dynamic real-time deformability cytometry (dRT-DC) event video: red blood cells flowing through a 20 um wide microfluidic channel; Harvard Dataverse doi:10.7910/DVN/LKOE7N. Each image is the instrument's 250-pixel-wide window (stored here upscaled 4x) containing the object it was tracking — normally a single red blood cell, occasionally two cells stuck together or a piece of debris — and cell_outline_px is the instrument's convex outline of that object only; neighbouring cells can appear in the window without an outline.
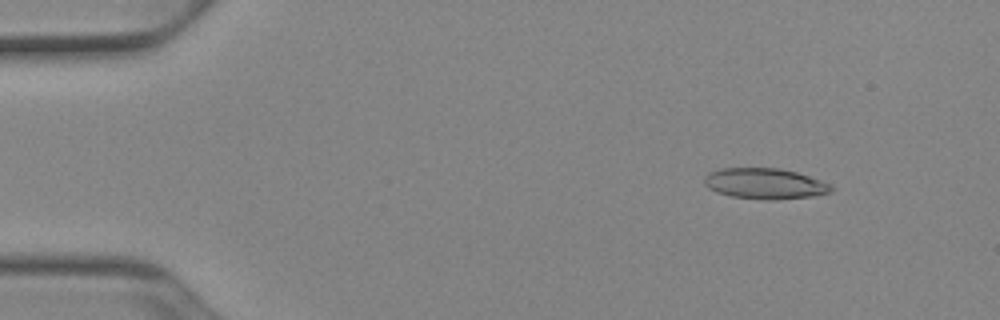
{"species": "Egyptian fruit bat (a non-hibernating species)", "species_latin": "Rousettus aegyptiacus", "temperature_condition": "cold", "stored_images_in_passage": 30, "camera_frame_rate_fps": 3000, "um_per_image_px": 0.085, "animal": {"sex": "female"}, "frame": {"image": 1, "passage_image": 6, "time_ms": 1.667, "image_size_px": [1000, 320], "cell_outline_px": [[832, 192], [812, 196], [776, 200], [768, 200], [732, 196], [716, 192], [708, 188], [704, 184], [704, 176], [708, 172], [720, 168], [780, 168], [796, 172], [832, 184]], "centroid_in_image_um": [64.99, 15.6], "position_along_channel_um": 20.0, "area_um2": 22.83}}
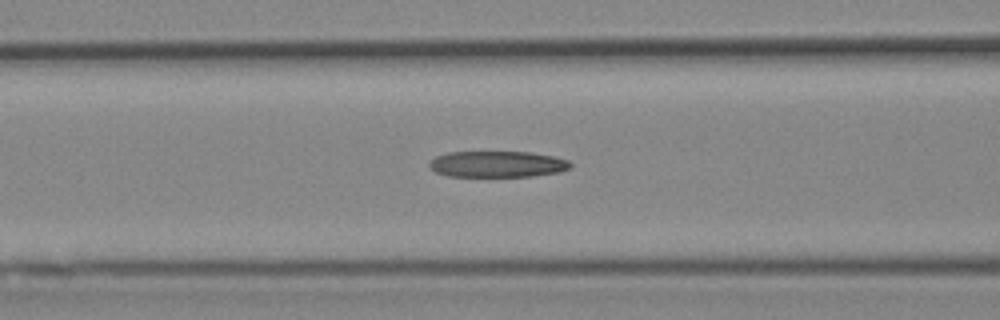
{"frame": {"image": 2, "passage_image": 21, "time_ms": 6.667, "image_size_px": [1000, 320], "cell_outline_px": [[572, 164], [568, 168], [560, 172], [532, 176], [448, 176], [436, 172], [428, 164], [436, 156], [448, 152], [528, 152], [556, 156], [568, 160]], "centroid_in_image_um": [42.3, 13.95], "position_along_channel_um": 124.3, "area_um2": 21.44}}
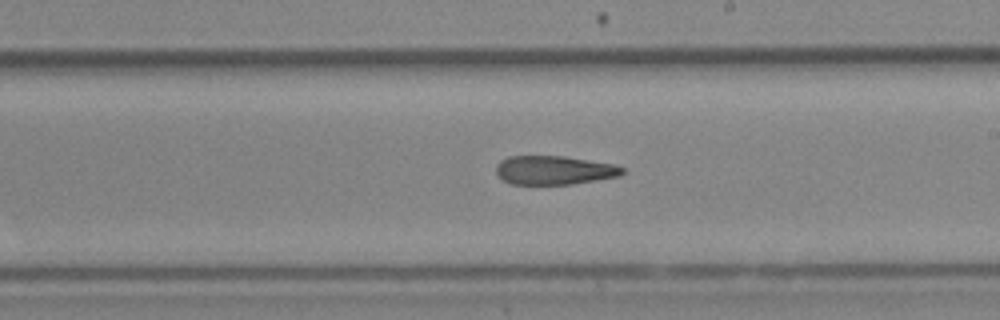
{"frame": {"image": 3, "passage_image": 30, "time_ms": 9.667, "image_size_px": [1000, 320], "cell_outline_px": [[624, 172], [620, 176], [572, 184], [512, 184], [504, 180], [496, 172], [496, 164], [500, 160], [508, 156], [564, 156], [616, 164], [624, 168]], "centroid_in_image_um": [47.12, 14.46], "position_along_channel_um": 241.9, "area_um2": 21.27}}